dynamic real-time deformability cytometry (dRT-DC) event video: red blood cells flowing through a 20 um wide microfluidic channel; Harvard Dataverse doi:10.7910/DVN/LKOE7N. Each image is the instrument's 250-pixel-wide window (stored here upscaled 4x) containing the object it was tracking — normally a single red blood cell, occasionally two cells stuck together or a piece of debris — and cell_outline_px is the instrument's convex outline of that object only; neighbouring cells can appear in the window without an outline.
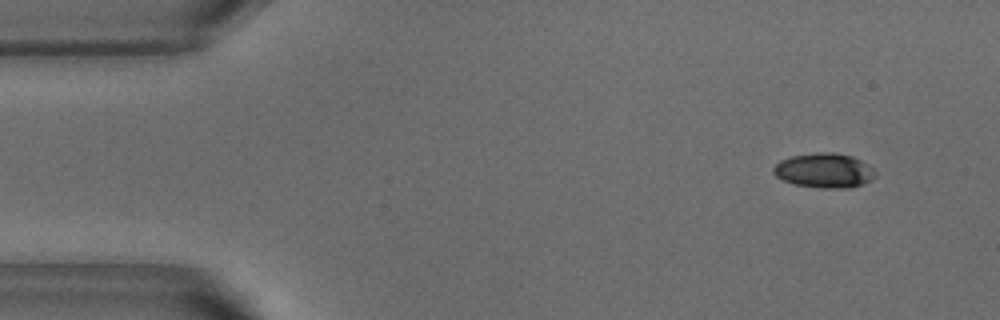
{"species": "common noctule bat (a hibernating species)", "species_latin": "Nyctalus noctula", "temperature_condition": "warm", "stored_images_in_passage": 49, "camera_frame_rate_fps": 3000, "um_per_image_px": 0.085, "animal": {"sex": "male", "body_mass_g": 18.8}, "frame": {"image": 1, "passage_image": 1, "time_ms": 0.0, "image_size_px": [1000, 320], "cell_outline_px": [[876, 176], [872, 180], [864, 184], [848, 188], [820, 188], [792, 184], [776, 176], [772, 172], [772, 168], [780, 160], [792, 156], [816, 152], [832, 152], [852, 156], [860, 160]], "centroid_in_image_um": [70.0, 14.5], "position_along_channel_um": 15.0, "area_um2": 20.4}}
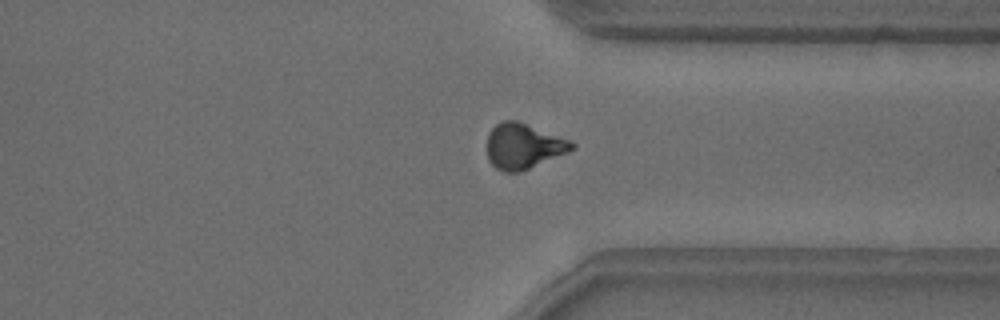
{"frame": {"image": 2, "passage_image": 36, "time_ms": 11.667, "image_size_px": [1000, 320], "cell_outline_px": [[576, 148], [568, 152], [520, 172], [504, 172], [496, 168], [488, 160], [488, 132], [496, 124], [504, 120], [516, 120], [572, 140], [576, 144]], "centroid_in_image_um": [44.51, 12.42], "position_along_channel_um": 366.9, "area_um2": 22.48}}
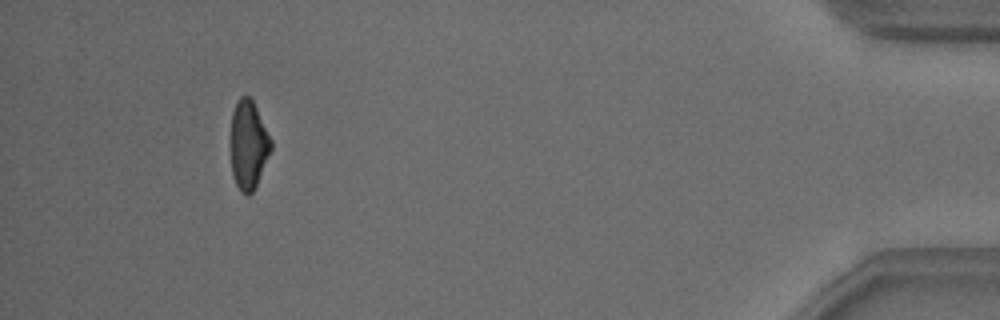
{"frame": {"image": 3, "passage_image": 45, "time_ms": 14.667, "image_size_px": [1000, 320], "cell_outline_px": [[272, 148], [256, 188], [248, 196], [244, 196], [240, 192], [232, 176], [228, 144], [232, 112], [240, 96], [248, 96], [252, 100], [272, 140]], "centroid_in_image_um": [21.07, 12.38], "position_along_channel_um": 414.1, "area_um2": 21.62}, "authors_computed_cell_mechanics": {"area_um2": 22.0218, "velocity_mm_per_s": 3.8382, "shape_relaxation_time_tau1_ms": 3.2372, "shape_relaxation_time_tau2_ms": 2.5438, "deformation_change_tau1": 0.1272, "deformation_change_tau2": 0.0963}}